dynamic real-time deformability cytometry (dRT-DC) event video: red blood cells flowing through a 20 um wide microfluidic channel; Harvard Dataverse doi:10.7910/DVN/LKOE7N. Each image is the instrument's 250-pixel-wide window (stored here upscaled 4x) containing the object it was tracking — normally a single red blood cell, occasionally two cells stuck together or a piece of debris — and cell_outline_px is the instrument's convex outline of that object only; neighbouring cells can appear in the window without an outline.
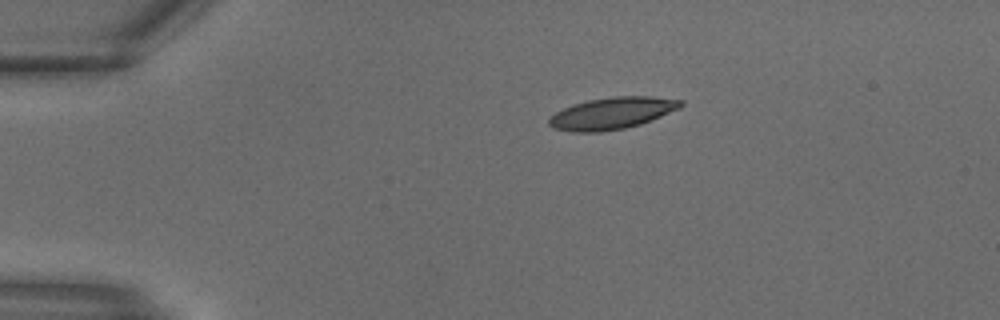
{"species": "common noctule bat (a hibernating species)", "species_latin": "Nyctalus noctula", "temperature_condition": "warm", "stored_images_in_passage": 5, "camera_frame_rate_fps": 3000, "um_per_image_px": 0.085, "animal": {"sex": "male", "body_mass_g": 18.8}, "frame": {"image": 1, "passage_image": 1, "time_ms": 0.0, "image_size_px": [1000, 320], "cell_outline_px": [[684, 104], [680, 108], [652, 120], [640, 124], [624, 128], [600, 132], [572, 132], [552, 128], [548, 124], [548, 120], [556, 112], [564, 108], [588, 100], [612, 96], [652, 96], [684, 100]], "centroid_in_image_um": [52.05, 9.62], "position_along_channel_um": 32.9, "area_um2": 24.45}}